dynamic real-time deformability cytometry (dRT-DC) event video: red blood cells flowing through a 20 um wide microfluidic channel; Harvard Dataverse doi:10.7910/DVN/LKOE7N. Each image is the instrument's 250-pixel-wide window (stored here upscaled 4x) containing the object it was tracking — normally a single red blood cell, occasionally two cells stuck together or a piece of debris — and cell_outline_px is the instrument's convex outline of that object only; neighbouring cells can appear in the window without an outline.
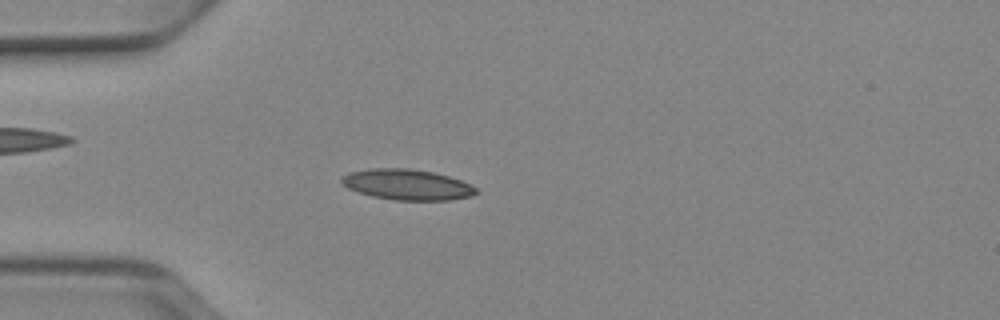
{"species": "Egyptian fruit bat (a non-hibernating species)", "species_latin": "Rousettus aegyptiacus", "temperature_condition": "cold", "stored_images_in_passage": 51, "camera_frame_rate_fps": 3000, "um_per_image_px": 0.085, "animal": {"sex": "female"}, "frame": {"image": 1, "passage_image": 14, "time_ms": 4.333, "image_size_px": [1000, 320], "cell_outline_px": [[480, 192], [472, 196], [448, 200], [396, 200], [372, 196], [348, 188], [340, 180], [348, 172], [368, 168], [408, 168], [432, 172], [448, 176], [460, 180], [476, 188]], "centroid_in_image_um": [34.61, 15.69], "position_along_channel_um": 50.4, "area_um2": 23.87}}
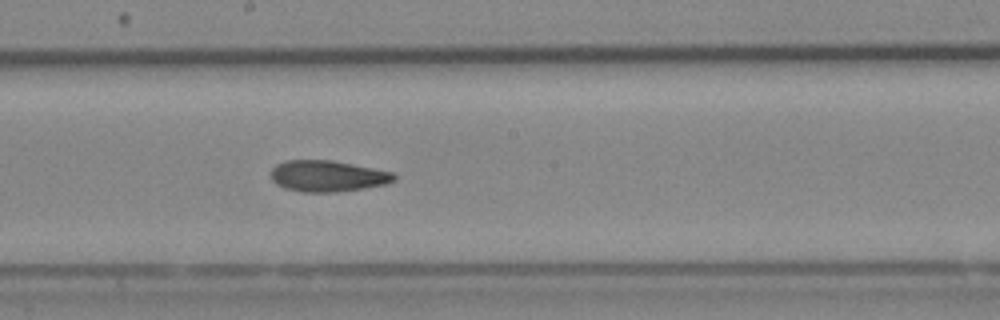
{"frame": {"image": 2, "passage_image": 28, "time_ms": 9.0, "image_size_px": [1000, 320], "cell_outline_px": [[396, 180], [388, 184], [364, 188], [336, 192], [300, 192], [284, 188], [276, 184], [272, 180], [272, 168], [276, 164], [284, 160], [332, 160], [396, 172]], "centroid_in_image_um": [27.88, 14.96], "position_along_channel_um": 220.3, "area_um2": 22.72}}
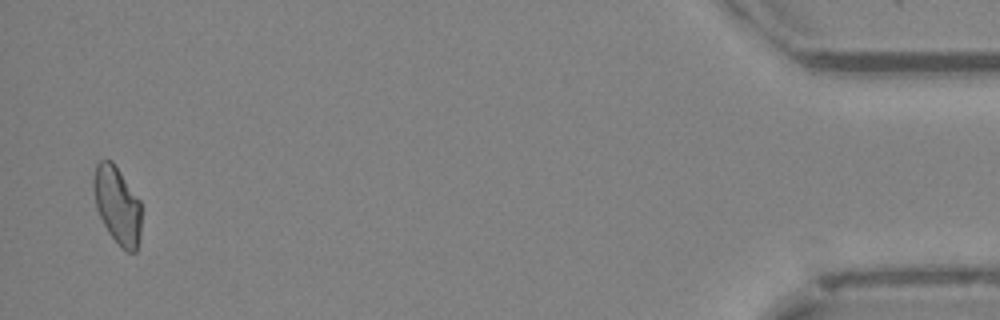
{"frame": {"image": 3, "passage_image": 50, "time_ms": 16.333, "image_size_px": [1000, 320], "cell_outline_px": [[140, 236], [136, 252], [128, 252], [108, 232], [96, 208], [92, 188], [92, 180], [96, 164], [100, 160], [112, 160], [140, 200]], "centroid_in_image_um": [9.95, 17.4], "position_along_channel_um": 425.3, "area_um2": 21.44}, "authors_computed_cell_mechanics": {"area_um2": 22.1952, "velocity_mm_per_s": 3.9255, "shape_relaxation_time_tau1_ms": 9.0729, "shape_relaxation_time_tau2_ms": 4.0053, "deformation_change_tau1": 0.1832, "deformation_change_tau2": 0.1112}}